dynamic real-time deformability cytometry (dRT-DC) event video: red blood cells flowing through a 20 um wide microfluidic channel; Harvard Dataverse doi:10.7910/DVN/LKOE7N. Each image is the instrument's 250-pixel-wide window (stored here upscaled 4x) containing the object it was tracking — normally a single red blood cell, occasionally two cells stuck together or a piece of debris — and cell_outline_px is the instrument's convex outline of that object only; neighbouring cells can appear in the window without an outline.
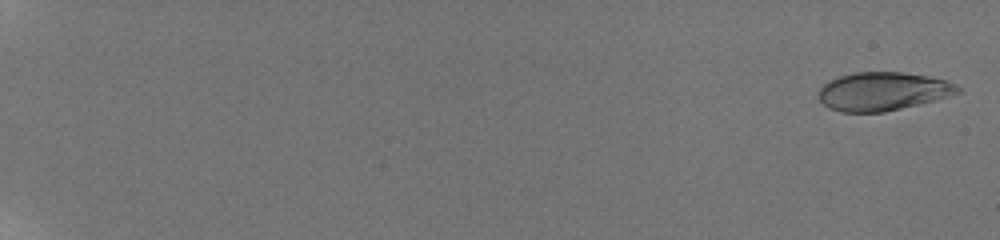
{"species": "human", "species_latin": "Homo sapiens", "temperature_condition": "room temperature", "stored_images_in_passage": 57, "camera_frame_rate_fps": 3000, "um_per_image_px": 0.085, "donor": {"sex": "male"}, "frame": {"image": 1, "passage_image": 2, "time_ms": 0.333, "image_size_px": [1000, 240], "cell_outline_px": [[960, 92], [936, 100], [884, 112], [840, 112], [828, 108], [820, 100], [820, 88], [828, 80], [840, 76], [856, 72], [900, 72], [928, 76], [944, 80], [956, 84], [960, 88]], "centroid_in_image_um": [75.03, 7.77], "position_along_channel_um": 10.0, "area_um2": 30.98}}
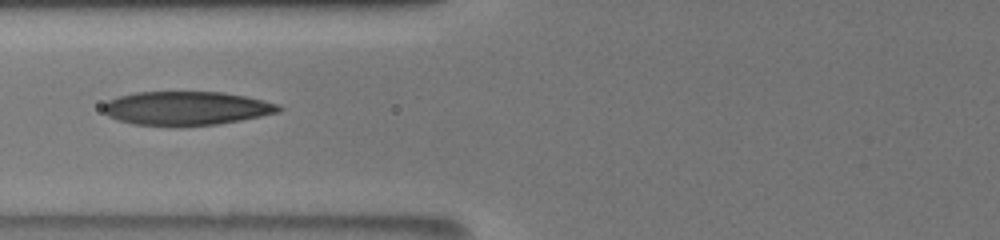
{"frame": {"image": 2, "passage_image": 30, "time_ms": 9.333, "image_size_px": [1000, 240], "cell_outline_px": [[284, 108], [280, 112], [220, 124], [180, 128], [168, 128], [132, 124], [116, 120], [108, 116], [100, 108], [108, 100], [120, 96], [136, 92], [224, 92], [264, 100], [280, 104]], "centroid_in_image_um": [15.81, 9.24], "position_along_channel_um": 110.0, "area_um2": 35.55}}
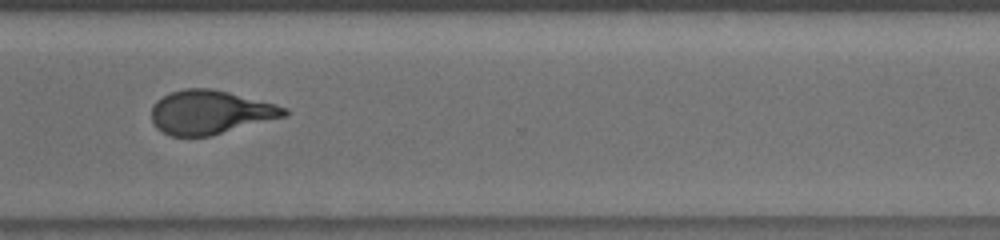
{"frame": {"image": 3, "passage_image": 56, "time_ms": 15.667, "image_size_px": [1000, 240], "cell_outline_px": [[292, 112], [288, 116], [212, 136], [168, 136], [156, 128], [152, 124], [152, 104], [156, 100], [172, 92], [184, 88], [212, 88], [276, 104], [288, 108]], "centroid_in_image_um": [17.9, 9.55], "position_along_channel_um": 352.7, "area_um2": 34.39}}